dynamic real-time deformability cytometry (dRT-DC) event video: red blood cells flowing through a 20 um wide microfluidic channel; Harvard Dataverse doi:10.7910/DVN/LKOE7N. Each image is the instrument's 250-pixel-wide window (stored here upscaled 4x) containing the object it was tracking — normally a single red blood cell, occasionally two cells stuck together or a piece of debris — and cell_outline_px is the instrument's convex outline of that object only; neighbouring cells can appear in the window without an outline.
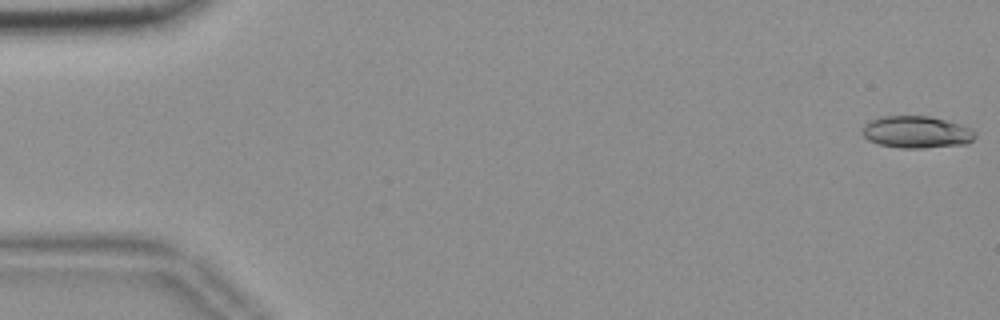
{"species": "common noctule bat (a hibernating species)", "species_latin": "Nyctalus noctula", "temperature_condition": "room temperature", "stored_images_in_passage": 15, "camera_frame_rate_fps": 3000, "um_per_image_px": 0.085, "animal": {"sex": "female", "body_mass_g": 18.4}, "frame": {"image": 1, "passage_image": 1, "time_ms": 0.0, "image_size_px": [1000, 320], "cell_outline_px": [[976, 136], [968, 144], [924, 148], [900, 148], [880, 144], [868, 140], [860, 132], [864, 124], [880, 116], [928, 116], [960, 124], [972, 128], [976, 132]], "centroid_in_image_um": [77.91, 11.23], "position_along_channel_um": 7.1, "area_um2": 21.21}}
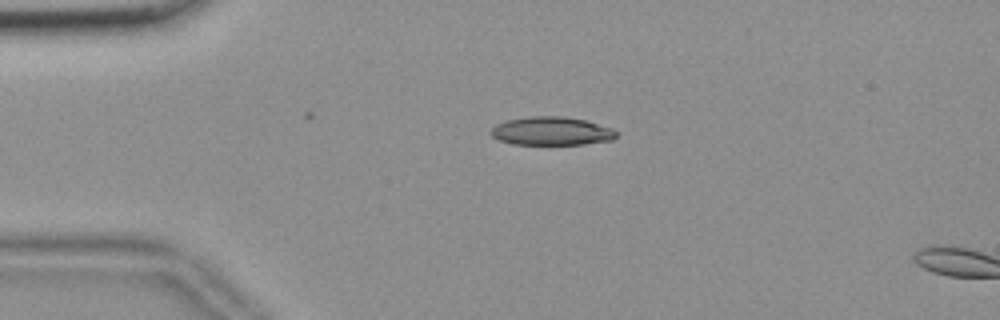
{"frame": {"image": 2, "passage_image": 13, "time_ms": 4.0, "image_size_px": [1000, 320], "cell_outline_px": [[616, 136], [612, 140], [584, 144], [512, 144], [500, 140], [492, 136], [488, 132], [496, 124], [504, 120], [528, 116], [564, 116], [584, 120], [612, 128], [616, 132]], "centroid_in_image_um": [46.83, 11.13], "position_along_channel_um": 38.2, "area_um2": 20.81}}